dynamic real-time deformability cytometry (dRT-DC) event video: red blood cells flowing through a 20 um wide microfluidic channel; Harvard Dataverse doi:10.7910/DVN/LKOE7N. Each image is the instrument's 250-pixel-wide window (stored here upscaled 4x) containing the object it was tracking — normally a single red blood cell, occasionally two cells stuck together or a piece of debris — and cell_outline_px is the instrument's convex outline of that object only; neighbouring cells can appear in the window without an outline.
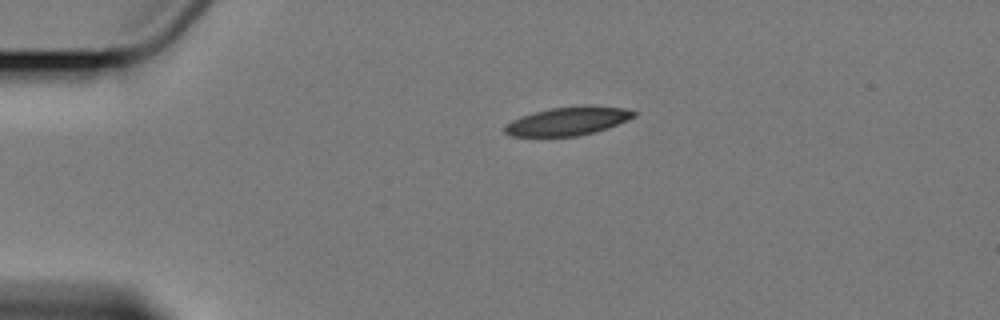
{"species": "Egyptian fruit bat (a non-hibernating species)", "species_latin": "Rousettus aegyptiacus", "temperature_condition": "cold", "stored_images_in_passage": 2, "camera_frame_rate_fps": 3000, "um_per_image_px": 0.085, "animal": {"sex": "female"}, "frame": {"image": 1, "passage_image": 2, "time_ms": 1.0, "image_size_px": [1000, 320], "cell_outline_px": [[636, 116], [608, 128], [596, 132], [576, 136], [512, 136], [504, 132], [504, 124], [520, 116], [552, 108], [584, 104], [588, 104], [624, 108], [636, 112]], "centroid_in_image_um": [48.28, 10.28], "position_along_channel_um": 36.7, "area_um2": 21.56}}